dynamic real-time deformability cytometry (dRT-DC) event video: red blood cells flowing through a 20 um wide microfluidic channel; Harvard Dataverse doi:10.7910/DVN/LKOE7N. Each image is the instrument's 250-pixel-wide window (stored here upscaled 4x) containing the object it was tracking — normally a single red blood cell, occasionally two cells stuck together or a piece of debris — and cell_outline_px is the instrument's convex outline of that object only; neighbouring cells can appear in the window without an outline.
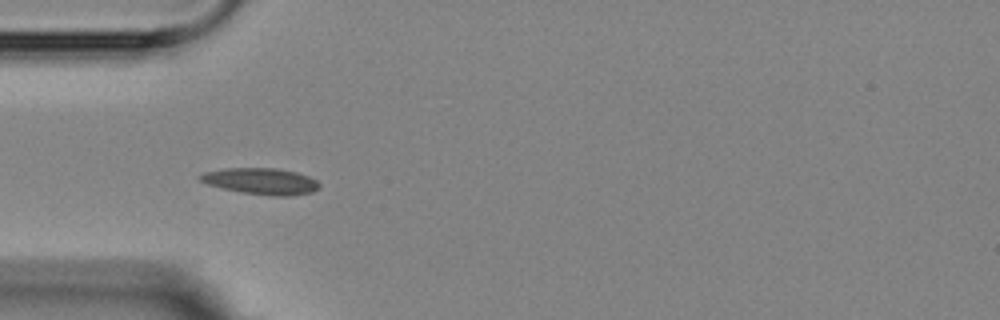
{"species": "Egyptian fruit bat (a non-hibernating species)", "species_latin": "Rousettus aegyptiacus", "temperature_condition": "room temperature", "stored_images_in_passage": 5, "camera_frame_rate_fps": 3000, "um_per_image_px": 0.085, "animal": {"sex": "female"}, "frame": {"image": 1, "passage_image": 5, "time_ms": 5.333, "image_size_px": [1000, 320], "cell_outline_px": [[320, 188], [312, 192], [288, 196], [272, 196], [244, 192], [224, 188], [208, 184], [200, 180], [196, 176], [204, 172], [224, 168], [276, 168], [296, 172], [308, 176], [316, 180], [320, 184]], "centroid_in_image_um": [22.2, 15.39], "position_along_channel_um": 62.8, "area_um2": 18.21}}